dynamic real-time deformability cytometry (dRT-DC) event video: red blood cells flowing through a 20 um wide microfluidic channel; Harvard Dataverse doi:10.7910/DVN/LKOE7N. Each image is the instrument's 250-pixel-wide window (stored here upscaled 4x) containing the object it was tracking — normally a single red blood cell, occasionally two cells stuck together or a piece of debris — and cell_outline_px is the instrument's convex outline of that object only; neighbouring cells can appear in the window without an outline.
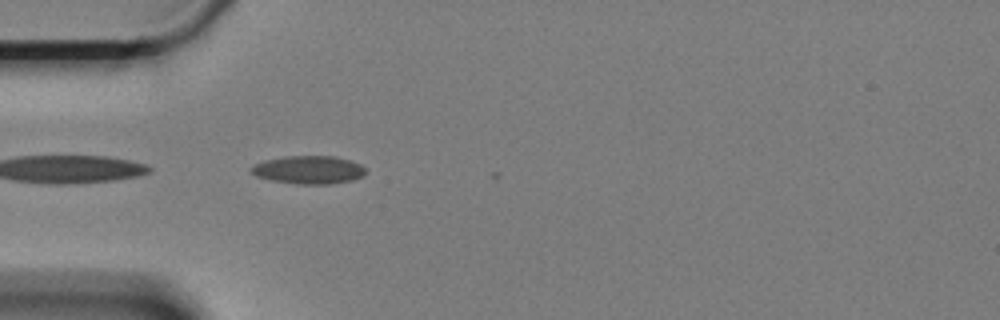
{"species": "Egyptian fruit bat (a non-hibernating species)", "species_latin": "Rousettus aegyptiacus", "temperature_condition": "cold", "stored_images_in_passage": 4, "camera_frame_rate_fps": 3000, "um_per_image_px": 0.085, "animal": {"sex": "female"}, "frame": {"image": 1, "passage_image": 1, "time_ms": 0.0, "image_size_px": [1000, 320], "cell_outline_px": [[368, 172], [364, 176], [352, 180], [332, 184], [296, 184], [272, 180], [256, 176], [248, 172], [248, 168], [264, 160], [284, 156], [336, 156], [360, 164]], "centroid_in_image_um": [26.22, 14.44], "position_along_channel_um": 58.8, "area_um2": 18.96}}